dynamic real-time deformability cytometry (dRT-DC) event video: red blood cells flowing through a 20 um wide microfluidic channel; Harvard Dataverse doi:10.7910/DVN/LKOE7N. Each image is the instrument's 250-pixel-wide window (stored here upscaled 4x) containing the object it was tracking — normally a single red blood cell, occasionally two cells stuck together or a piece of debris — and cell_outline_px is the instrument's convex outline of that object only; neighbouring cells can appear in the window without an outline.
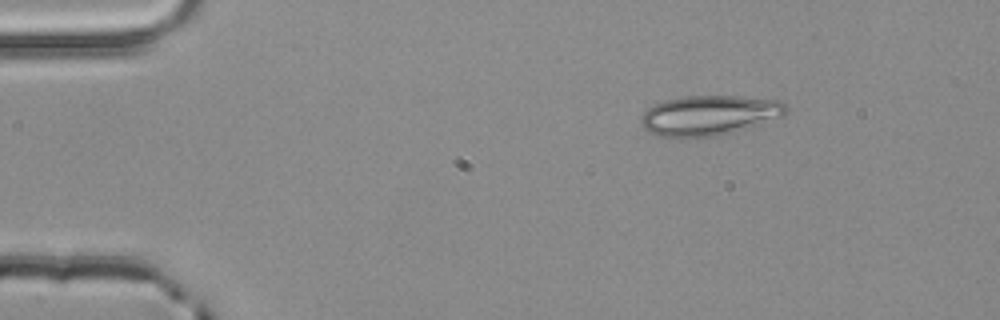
{"species": "common noctule bat (a hibernating species)", "species_latin": "Nyctalus noctula", "temperature_condition": "room temperature", "stored_images_in_passage": 3, "camera_frame_rate_fps": 3000, "um_per_image_px": 0.085, "animal": {"sex": "male", "body_mass_g": 20.4}, "frame": {"image": 1, "passage_image": 1, "time_ms": 0.0, "image_size_px": [1000, 320], "cell_outline_px": [[788, 108], [784, 116], [720, 136], [688, 140], [656, 136], [648, 132], [644, 128], [640, 120], [644, 112], [648, 108], [664, 100], [684, 96], [736, 96], [780, 100]], "centroid_in_image_um": [60.24, 9.84], "position_along_channel_um": 24.8, "area_um2": 34.45}}